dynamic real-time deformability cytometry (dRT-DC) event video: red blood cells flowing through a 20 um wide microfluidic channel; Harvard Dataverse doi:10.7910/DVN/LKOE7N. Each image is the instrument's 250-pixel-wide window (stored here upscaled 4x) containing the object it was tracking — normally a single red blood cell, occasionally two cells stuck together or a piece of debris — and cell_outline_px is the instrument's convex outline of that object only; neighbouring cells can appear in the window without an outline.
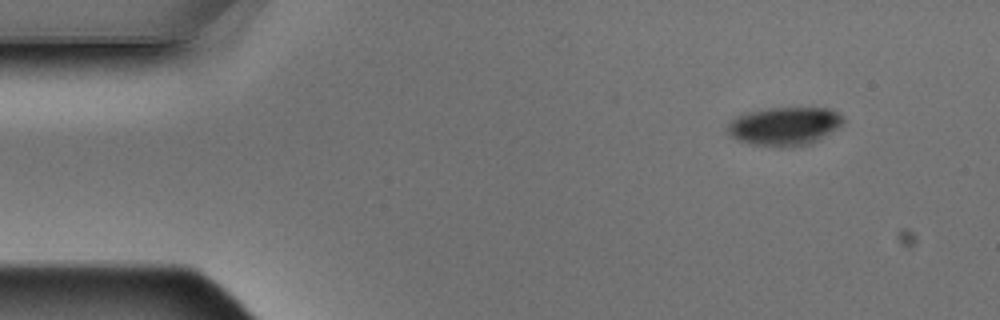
{"species": "Egyptian fruit bat (a non-hibernating species)", "species_latin": "Rousettus aegyptiacus", "temperature_condition": "warm", "stored_images_in_passage": 3, "camera_frame_rate_fps": 3000, "um_per_image_px": 0.085, "animal": {"sex": "male"}, "frame": {"image": 1, "passage_image": 3, "time_ms": 0.667, "image_size_px": [1000, 320], "cell_outline_px": [[844, 124], [816, 140], [808, 144], [752, 144], [740, 140], [724, 132], [724, 128], [736, 116], [748, 112], [768, 108], [832, 108], [844, 116]], "centroid_in_image_um": [66.68, 10.66], "position_along_channel_um": 18.3, "area_um2": 25.2}}